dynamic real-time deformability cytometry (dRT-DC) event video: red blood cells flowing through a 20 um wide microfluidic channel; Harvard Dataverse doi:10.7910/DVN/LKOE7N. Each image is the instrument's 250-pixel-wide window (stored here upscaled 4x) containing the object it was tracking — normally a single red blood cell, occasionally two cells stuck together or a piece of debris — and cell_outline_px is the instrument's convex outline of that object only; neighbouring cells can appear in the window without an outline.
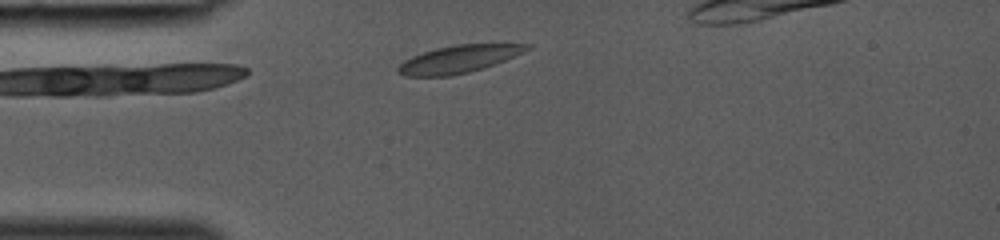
{"species": "common noctule bat (a hibernating species)", "species_latin": "Nyctalus noctula", "temperature_condition": "room temperature", "stored_images_in_passage": 28, "camera_frame_rate_fps": 3000, "um_per_image_px": 0.085, "animal": {"sex": "female", "body_mass_g": 19.0, "forearm_length_mm": 53.3}, "frame": {"image": 1, "passage_image": 3, "time_ms": 0.667, "image_size_px": [1000, 240], "cell_outline_px": [[532, 48], [504, 60], [468, 72], [448, 76], [404, 76], [396, 72], [396, 68], [404, 60], [412, 56], [436, 48], [456, 44], [532, 44]], "centroid_in_image_um": [38.94, 5.02], "position_along_channel_um": 46.1, "area_um2": 20.35}}
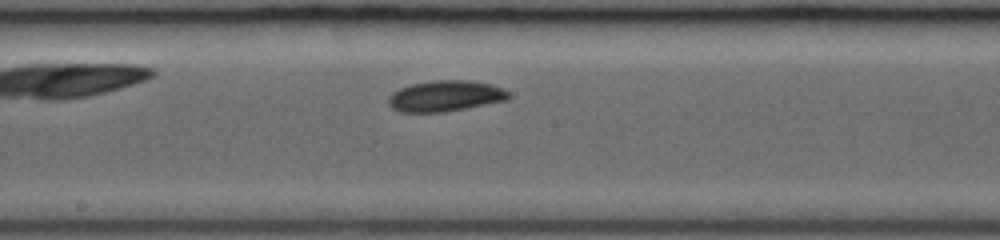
{"frame": {"image": 2, "passage_image": 14, "time_ms": 4.333, "image_size_px": [1000, 240], "cell_outline_px": [[512, 96], [508, 100], [444, 112], [400, 112], [392, 108], [388, 104], [388, 96], [392, 92], [400, 88], [412, 84], [436, 80], [468, 80], [488, 84], [500, 88], [508, 92]], "centroid_in_image_um": [37.82, 8.17], "position_along_channel_um": 210.4, "area_um2": 21.56}}
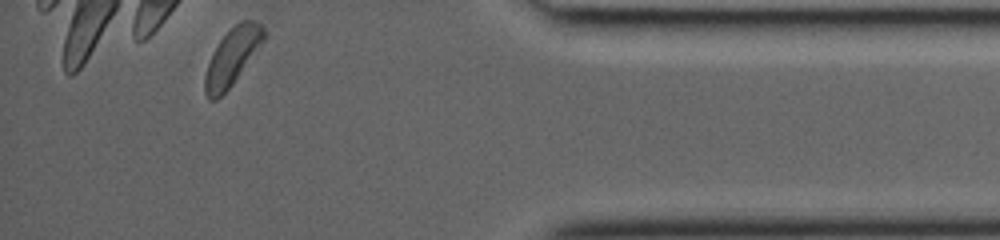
{"frame": {"image": 3, "passage_image": 28, "time_ms": 9.0, "image_size_px": [1000, 240], "cell_outline_px": [[264, 40], [232, 84], [216, 100], [208, 100], [204, 92], [204, 76], [212, 52], [220, 40], [240, 20], [252, 20], [260, 24], [264, 28]], "centroid_in_image_um": [19.7, 4.84], "position_along_channel_um": 415.5, "area_um2": 19.07}}